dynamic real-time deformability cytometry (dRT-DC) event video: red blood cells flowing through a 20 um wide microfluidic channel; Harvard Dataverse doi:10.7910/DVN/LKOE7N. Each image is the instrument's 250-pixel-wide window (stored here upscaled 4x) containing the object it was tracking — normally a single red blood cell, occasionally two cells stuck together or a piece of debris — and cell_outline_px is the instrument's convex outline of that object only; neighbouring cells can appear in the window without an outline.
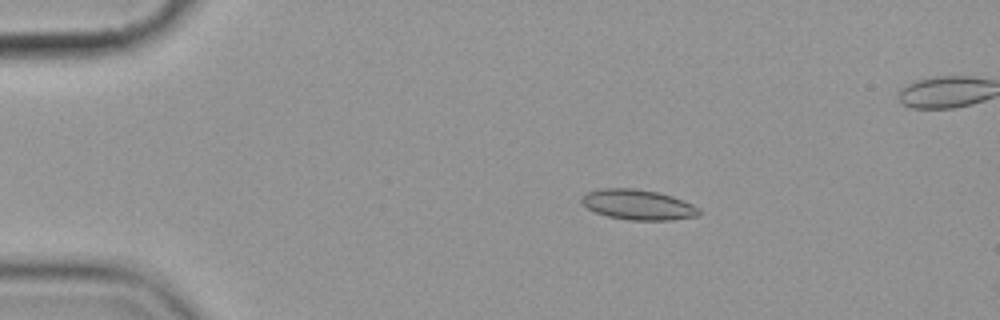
{"species": "common noctule bat (a hibernating species)", "species_latin": "Nyctalus noctula", "temperature_condition": "cold", "stored_images_in_passage": 4, "camera_frame_rate_fps": 3000, "um_per_image_px": 0.085, "animal": {"sex": "female", "body_mass_g": 19.9}, "frame": {"image": 1, "passage_image": 2, "time_ms": 1.333, "image_size_px": [1000, 320], "cell_outline_px": [[700, 212], [696, 216], [672, 220], [628, 220], [608, 216], [596, 212], [588, 208], [580, 200], [588, 192], [600, 188], [632, 188], [656, 192], [672, 196], [692, 204], [700, 208]], "centroid_in_image_um": [54.24, 17.4], "position_along_channel_um": 30.8, "area_um2": 20.46}}